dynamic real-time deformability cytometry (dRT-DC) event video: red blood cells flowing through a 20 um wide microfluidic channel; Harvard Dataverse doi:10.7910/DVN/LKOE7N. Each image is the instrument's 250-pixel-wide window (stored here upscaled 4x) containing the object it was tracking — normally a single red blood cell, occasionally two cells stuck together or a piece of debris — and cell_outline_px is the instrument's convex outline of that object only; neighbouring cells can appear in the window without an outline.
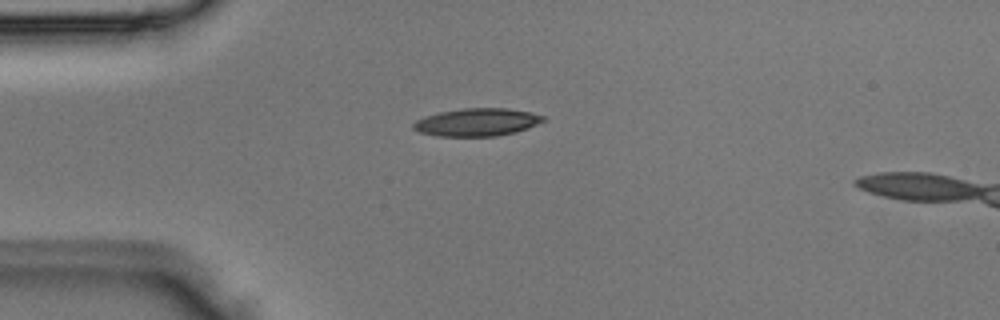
{"species": "Egyptian fruit bat (a non-hibernating species)", "species_latin": "Rousettus aegyptiacus", "temperature_condition": "room temperature", "stored_images_in_passage": 2, "camera_frame_rate_fps": 3000, "um_per_image_px": 0.085, "animal": {"sex": "male"}, "frame": {"image": 1, "passage_image": 1, "time_ms": 0.0, "image_size_px": [1000, 320], "cell_outline_px": [[544, 120], [536, 124], [516, 132], [496, 136], [436, 136], [420, 132], [412, 128], [412, 124], [416, 120], [424, 116], [440, 112], [464, 108], [508, 108], [532, 112], [544, 116]], "centroid_in_image_um": [40.52, 10.38], "position_along_channel_um": 44.5, "area_um2": 20.98}}